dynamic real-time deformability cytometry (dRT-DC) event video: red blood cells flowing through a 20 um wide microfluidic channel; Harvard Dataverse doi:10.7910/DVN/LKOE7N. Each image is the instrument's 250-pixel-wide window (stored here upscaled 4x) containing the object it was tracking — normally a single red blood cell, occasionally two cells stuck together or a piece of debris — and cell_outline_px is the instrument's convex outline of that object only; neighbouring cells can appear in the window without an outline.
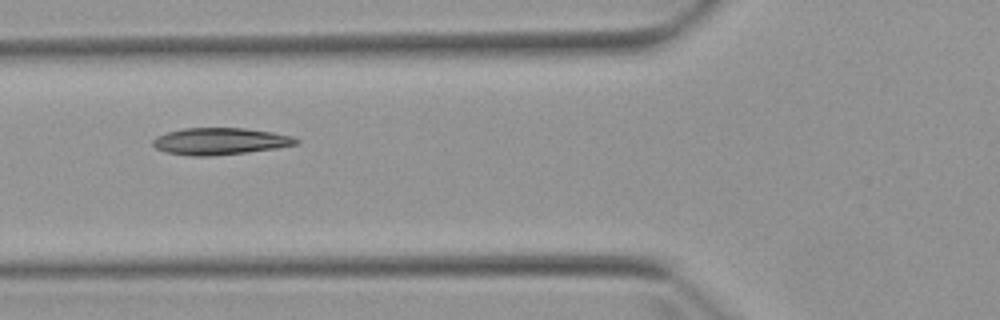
{"species": "Egyptian fruit bat (a non-hibernating species)", "species_latin": "Rousettus aegyptiacus", "temperature_condition": "warm", "stored_images_in_passage": 5, "camera_frame_rate_fps": 3000, "um_per_image_px": 0.085, "animal": {"sex": "female"}, "frame": {"image": 1, "passage_image": 5, "time_ms": 5.667, "image_size_px": [1000, 320], "cell_outline_px": [[300, 144], [276, 148], [248, 152], [212, 156], [192, 156], [164, 152], [156, 148], [152, 144], [152, 140], [156, 136], [168, 132], [184, 128], [244, 128], [272, 132], [292, 136], [300, 140]], "centroid_in_image_um": [18.71, 12.01], "position_along_channel_um": 107.1, "area_um2": 22.54}}